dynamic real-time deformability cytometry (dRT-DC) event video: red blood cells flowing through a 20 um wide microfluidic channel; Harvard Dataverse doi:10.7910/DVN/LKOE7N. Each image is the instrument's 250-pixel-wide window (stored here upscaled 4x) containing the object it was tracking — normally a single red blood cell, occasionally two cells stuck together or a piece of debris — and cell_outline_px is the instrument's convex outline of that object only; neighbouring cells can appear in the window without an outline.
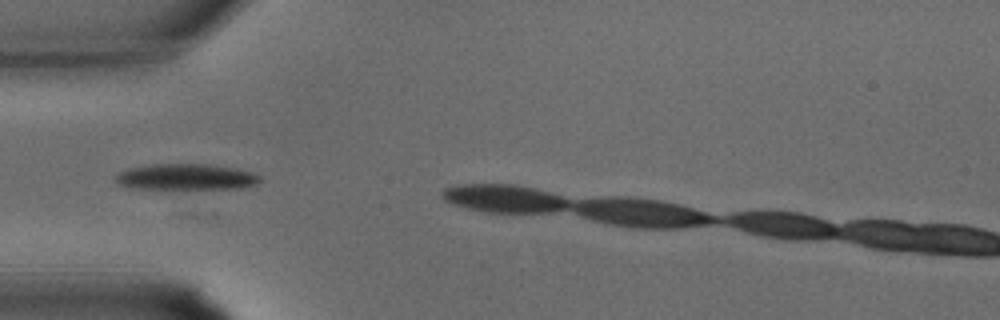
{"species": "common noctule bat (a hibernating species)", "species_latin": "Nyctalus noctula", "temperature_condition": "warm", "stored_images_in_passage": 6, "camera_frame_rate_fps": 3000, "um_per_image_px": 0.085, "animal": {"sex": "male", "body_mass_g": 15.6}, "frame": {"image": 1, "passage_image": 5, "time_ms": 1.333, "image_size_px": [1000, 320], "cell_outline_px": [[260, 180], [256, 184], [240, 188], [136, 188], [120, 184], [116, 180], [116, 172], [128, 168], [152, 164], [208, 164], [236, 168], [252, 172], [260, 176]], "centroid_in_image_um": [15.82, 15.02], "position_along_channel_um": 69.2, "area_um2": 21.62}}